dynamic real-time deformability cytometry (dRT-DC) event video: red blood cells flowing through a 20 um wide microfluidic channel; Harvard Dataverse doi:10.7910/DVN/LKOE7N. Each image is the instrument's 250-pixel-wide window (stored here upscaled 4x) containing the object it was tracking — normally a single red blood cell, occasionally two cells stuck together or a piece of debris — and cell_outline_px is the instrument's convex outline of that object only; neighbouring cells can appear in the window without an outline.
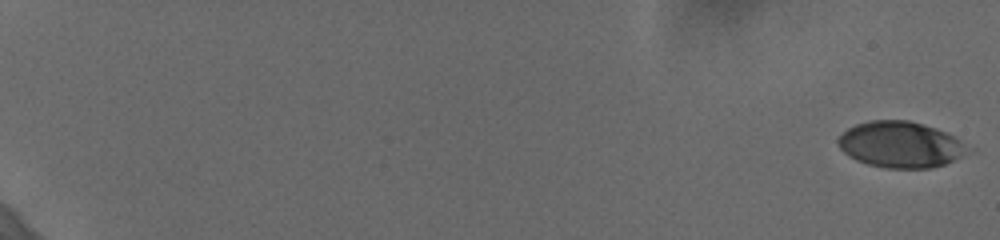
{"species": "human", "species_latin": "Homo sapiens", "temperature_condition": "cold", "stored_images_in_passage": 60, "camera_frame_rate_fps": 3000, "um_per_image_px": 0.085, "donor": {"sex": "female"}, "frame": {"image": 1, "passage_image": 1, "time_ms": 0.0, "image_size_px": [1000, 240], "cell_outline_px": [[968, 148], [960, 156], [944, 164], [932, 168], [888, 168], [868, 164], [856, 160], [848, 156], [840, 148], [836, 140], [848, 128], [856, 124], [868, 120], [908, 120], [936, 128], [960, 140]], "centroid_in_image_um": [76.48, 12.28], "position_along_channel_um": 8.5, "area_um2": 34.39}}
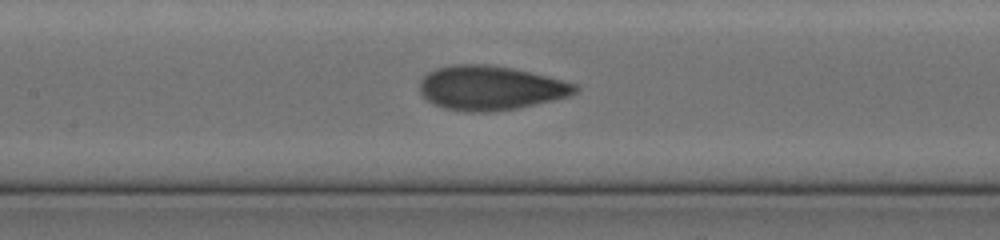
{"frame": {"image": 2, "passage_image": 33, "time_ms": 10.667, "image_size_px": [1000, 240], "cell_outline_px": [[580, 88], [576, 92], [568, 96], [552, 100], [516, 108], [484, 112], [468, 112], [444, 108], [432, 104], [420, 92], [420, 80], [428, 72], [436, 68], [456, 64], [484, 64], [512, 68], [564, 80], [580, 84]], "centroid_in_image_um": [41.69, 7.47], "position_along_channel_um": 165.7, "area_um2": 40.0}}
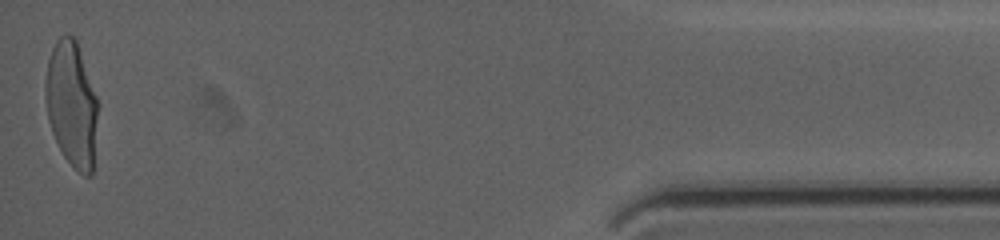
{"frame": {"image": 3, "passage_image": 60, "time_ms": 19.667, "image_size_px": [1000, 240], "cell_outline_px": [[96, 116], [92, 176], [84, 176], [64, 156], [52, 132], [48, 120], [44, 96], [44, 84], [48, 60], [52, 48], [56, 40], [60, 36], [72, 36], [76, 40], [96, 96]], "centroid_in_image_um": [6.04, 8.83], "position_along_channel_um": 429.2, "area_um2": 37.57}, "authors_computed_cell_mechanics": {"area_um2": 37.8301, "velocity_mm_per_s": 3.6478, "shape_relaxation_time_tau1_ms": 4.0778, "shape_relaxation_time_tau2_ms": 0.7533, "deformation_change_tau1": 0.1674, "deformation_change_tau2": 0.0624}}